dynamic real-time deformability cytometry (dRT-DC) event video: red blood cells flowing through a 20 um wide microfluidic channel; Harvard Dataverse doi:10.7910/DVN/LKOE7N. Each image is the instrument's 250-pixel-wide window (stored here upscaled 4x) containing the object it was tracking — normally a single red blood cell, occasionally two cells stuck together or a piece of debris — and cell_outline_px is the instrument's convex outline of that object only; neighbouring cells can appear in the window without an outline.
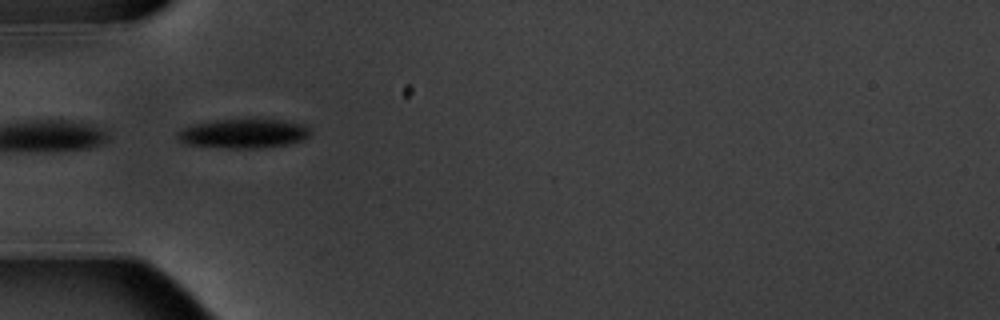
{"species": "common noctule bat (a hibernating species)", "species_latin": "Nyctalus noctula", "temperature_condition": "warm", "stored_images_in_passage": 10, "camera_frame_rate_fps": 3000, "um_per_image_px": 0.085, "animal": {"sex": "male", "body_mass_g": 20.1, "forearm_length_mm": 53.5}, "frame": {"image": 1, "passage_image": 4, "time_ms": 3.333, "image_size_px": [1000, 320], "cell_outline_px": [[312, 132], [304, 140], [288, 144], [264, 148], [228, 148], [188, 144], [180, 140], [176, 136], [176, 132], [184, 128], [196, 124], [216, 120], [252, 116], [280, 120], [304, 124]], "centroid_in_image_um": [20.76, 11.31], "position_along_channel_um": 64.2, "area_um2": 23.29}}
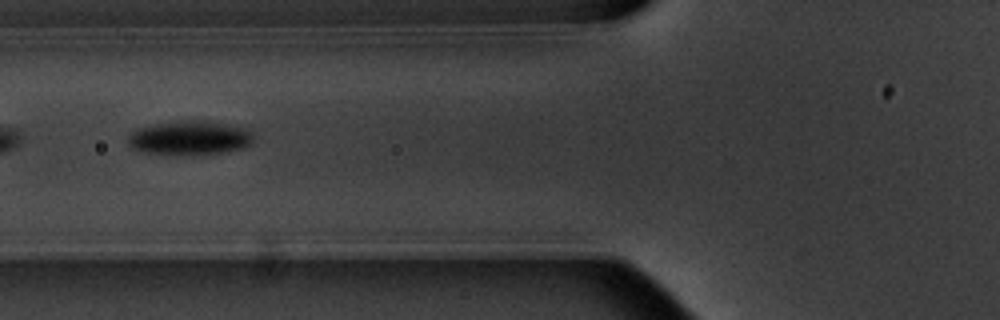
{"frame": {"image": 2, "passage_image": 5, "time_ms": 4.667, "image_size_px": [1000, 320], "cell_outline_px": [[252, 140], [248, 144], [240, 148], [220, 152], [192, 156], [180, 156], [144, 152], [136, 148], [128, 140], [128, 136], [132, 132], [140, 128], [156, 124], [192, 120], [208, 120], [244, 128], [252, 136]], "centroid_in_image_um": [16.11, 11.74], "position_along_channel_um": 109.7, "area_um2": 24.51}}